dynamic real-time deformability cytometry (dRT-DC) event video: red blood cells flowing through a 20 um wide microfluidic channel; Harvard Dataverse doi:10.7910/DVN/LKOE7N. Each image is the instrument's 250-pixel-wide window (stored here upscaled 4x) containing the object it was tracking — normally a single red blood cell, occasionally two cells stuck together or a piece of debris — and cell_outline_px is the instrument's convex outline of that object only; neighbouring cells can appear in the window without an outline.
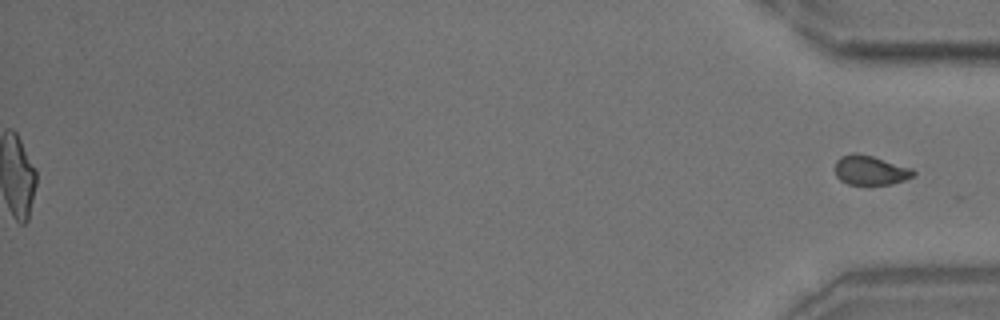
{"species": "common noctule bat (a hibernating species)", "species_latin": "Nyctalus noctula", "temperature_condition": "room temperature", "stored_images_in_passage": 54, "segment_of_instrument_passage": [2, 2], "camera_frame_rate_fps": 3000, "um_per_image_px": 0.085, "animal": {"sex": "male", "body_mass_g": 18.8}, "frame": {"image": 1, "passage_image": 54, "time_ms": 17.667, "image_size_px": [1000, 320], "cell_outline_px": [[916, 176], [892, 184], [848, 184], [840, 180], [836, 176], [836, 160], [840, 156], [852, 152], [856, 152], [872, 156], [912, 168], [916, 172]], "centroid_in_image_um": [73.99, 14.46], "position_along_channel_um": 361.2, "area_um2": 13.53}}